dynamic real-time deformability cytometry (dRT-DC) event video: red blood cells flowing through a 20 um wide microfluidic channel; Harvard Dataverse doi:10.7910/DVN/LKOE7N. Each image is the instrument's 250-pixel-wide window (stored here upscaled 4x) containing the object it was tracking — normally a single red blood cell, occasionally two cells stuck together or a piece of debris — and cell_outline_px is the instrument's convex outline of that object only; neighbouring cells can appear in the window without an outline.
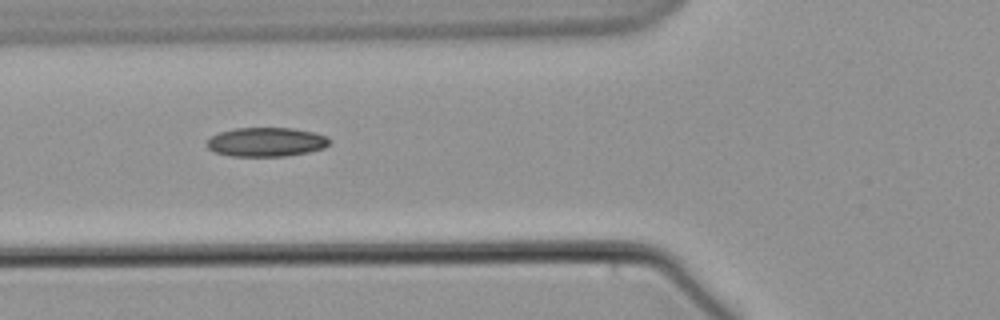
{"species": "common noctule bat (a hibernating species)", "species_latin": "Nyctalus noctula", "temperature_condition": "warm", "stored_images_in_passage": 7, "camera_frame_rate_fps": 3000, "um_per_image_px": 0.085, "animal": {"sex": "male", "body_mass_g": 21.5, "forearm_length_mm": 52.0}, "frame": {"image": 1, "passage_image": 2, "time_ms": 1.0, "image_size_px": [1000, 320], "cell_outline_px": [[332, 140], [324, 148], [308, 152], [284, 156], [232, 156], [216, 152], [208, 148], [208, 140], [212, 136], [220, 132], [236, 128], [292, 128], [312, 132], [328, 136]], "centroid_in_image_um": [22.67, 12.07], "position_along_channel_um": 103.1, "area_um2": 20.63}}